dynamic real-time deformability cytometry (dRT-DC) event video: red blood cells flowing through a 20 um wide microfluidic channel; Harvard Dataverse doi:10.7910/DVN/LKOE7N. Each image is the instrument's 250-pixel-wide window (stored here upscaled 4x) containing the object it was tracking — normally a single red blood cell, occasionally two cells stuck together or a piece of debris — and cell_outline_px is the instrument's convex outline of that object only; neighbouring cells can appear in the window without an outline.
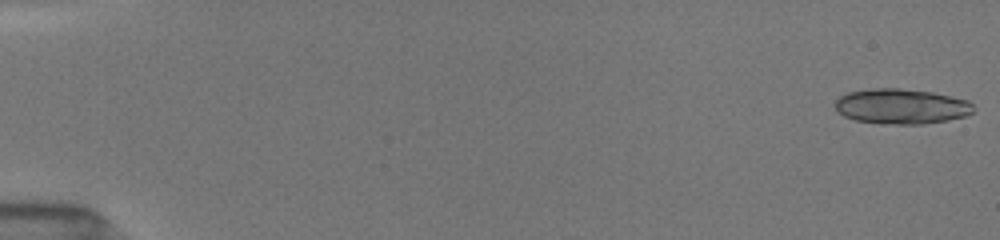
{"species": "common noctule bat (a hibernating species)", "species_latin": "Nyctalus noctula", "temperature_condition": "room temperature", "stored_images_in_passage": 18, "camera_frame_rate_fps": 3000, "um_per_image_px": 0.085, "animal": {"sex": "female", "body_mass_g": 19.5, "forearm_length_mm": 54.1}, "frame": {"image": 1, "passage_image": 1, "time_ms": 0.0, "image_size_px": [1000, 240], "cell_outline_px": [[972, 112], [964, 116], [948, 120], [920, 124], [880, 124], [856, 120], [844, 116], [836, 108], [836, 100], [840, 96], [848, 92], [872, 88], [896, 88], [932, 92], [952, 96], [968, 100], [972, 104]], "centroid_in_image_um": [76.6, 9.04], "position_along_channel_um": 8.4, "area_um2": 28.21}}
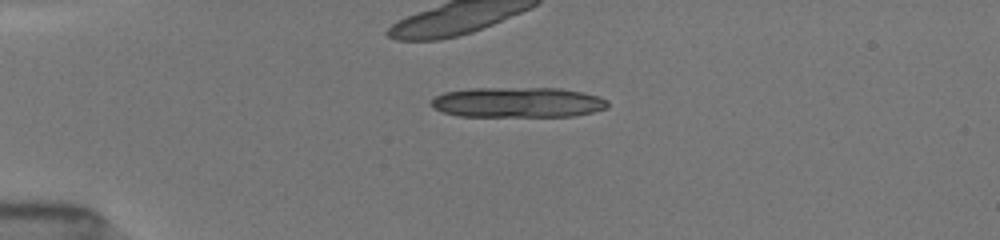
{"frame": {"image": 2, "passage_image": 13, "time_ms": 4.0, "image_size_px": [1000, 240], "cell_outline_px": [[608, 108], [592, 112], [572, 116], [460, 116], [444, 112], [436, 108], [432, 104], [432, 100], [436, 96], [444, 92], [472, 88], [560, 88], [584, 92], [600, 96], [608, 100]], "centroid_in_image_um": [44.08, 8.69], "position_along_channel_um": 40.9, "area_um2": 31.1}}